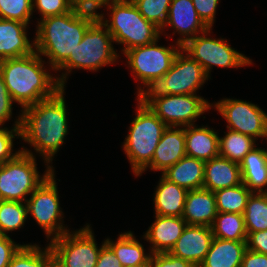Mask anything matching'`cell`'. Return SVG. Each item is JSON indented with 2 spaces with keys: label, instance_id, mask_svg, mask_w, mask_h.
<instances>
[{
  "label": "cell",
  "instance_id": "cell-1",
  "mask_svg": "<svg viewBox=\"0 0 267 267\" xmlns=\"http://www.w3.org/2000/svg\"><path fill=\"white\" fill-rule=\"evenodd\" d=\"M64 90L62 88L53 97L21 109L20 139L41 155L46 168H54L50 163L68 134Z\"/></svg>",
  "mask_w": 267,
  "mask_h": 267
},
{
  "label": "cell",
  "instance_id": "cell-2",
  "mask_svg": "<svg viewBox=\"0 0 267 267\" xmlns=\"http://www.w3.org/2000/svg\"><path fill=\"white\" fill-rule=\"evenodd\" d=\"M98 19L74 8L65 14L48 16L38 21L34 37L35 51L46 56L49 67L56 71L73 54L88 28Z\"/></svg>",
  "mask_w": 267,
  "mask_h": 267
},
{
  "label": "cell",
  "instance_id": "cell-3",
  "mask_svg": "<svg viewBox=\"0 0 267 267\" xmlns=\"http://www.w3.org/2000/svg\"><path fill=\"white\" fill-rule=\"evenodd\" d=\"M43 60L34 51L27 56L0 61V74L9 95L22 109L51 98L62 89L57 76L48 72Z\"/></svg>",
  "mask_w": 267,
  "mask_h": 267
},
{
  "label": "cell",
  "instance_id": "cell-4",
  "mask_svg": "<svg viewBox=\"0 0 267 267\" xmlns=\"http://www.w3.org/2000/svg\"><path fill=\"white\" fill-rule=\"evenodd\" d=\"M107 9L111 12L110 20L103 13L98 19L113 36V43L124 45L121 54L160 39L161 29L146 20L131 0H114Z\"/></svg>",
  "mask_w": 267,
  "mask_h": 267
},
{
  "label": "cell",
  "instance_id": "cell-5",
  "mask_svg": "<svg viewBox=\"0 0 267 267\" xmlns=\"http://www.w3.org/2000/svg\"><path fill=\"white\" fill-rule=\"evenodd\" d=\"M137 102L136 116L122 145L136 177L151 163L163 132L168 127L139 97Z\"/></svg>",
  "mask_w": 267,
  "mask_h": 267
},
{
  "label": "cell",
  "instance_id": "cell-6",
  "mask_svg": "<svg viewBox=\"0 0 267 267\" xmlns=\"http://www.w3.org/2000/svg\"><path fill=\"white\" fill-rule=\"evenodd\" d=\"M112 42H114L113 36L97 19L88 28L73 54H70L69 58L56 70L57 72L65 70L62 75L57 77L62 88L66 87L67 77L75 68L98 71L100 68L118 61L120 56Z\"/></svg>",
  "mask_w": 267,
  "mask_h": 267
},
{
  "label": "cell",
  "instance_id": "cell-7",
  "mask_svg": "<svg viewBox=\"0 0 267 267\" xmlns=\"http://www.w3.org/2000/svg\"><path fill=\"white\" fill-rule=\"evenodd\" d=\"M12 159L0 165V200L26 202L27 197L54 171L46 168L41 176L36 157L25 149Z\"/></svg>",
  "mask_w": 267,
  "mask_h": 267
},
{
  "label": "cell",
  "instance_id": "cell-8",
  "mask_svg": "<svg viewBox=\"0 0 267 267\" xmlns=\"http://www.w3.org/2000/svg\"><path fill=\"white\" fill-rule=\"evenodd\" d=\"M209 78L202 66L181 48L170 70L163 77L158 78L147 90H144L139 97L197 95L196 91Z\"/></svg>",
  "mask_w": 267,
  "mask_h": 267
},
{
  "label": "cell",
  "instance_id": "cell-9",
  "mask_svg": "<svg viewBox=\"0 0 267 267\" xmlns=\"http://www.w3.org/2000/svg\"><path fill=\"white\" fill-rule=\"evenodd\" d=\"M155 42L132 48L124 53L129 69L137 81L144 86L137 88V98L147 90L158 78L163 77L169 70L182 46L178 43L169 47L159 46Z\"/></svg>",
  "mask_w": 267,
  "mask_h": 267
},
{
  "label": "cell",
  "instance_id": "cell-10",
  "mask_svg": "<svg viewBox=\"0 0 267 267\" xmlns=\"http://www.w3.org/2000/svg\"><path fill=\"white\" fill-rule=\"evenodd\" d=\"M54 173L55 171L33 191L25 202L27 215H32L35 222L44 230L48 241L70 231L63 224L64 214L59 205L58 188Z\"/></svg>",
  "mask_w": 267,
  "mask_h": 267
},
{
  "label": "cell",
  "instance_id": "cell-11",
  "mask_svg": "<svg viewBox=\"0 0 267 267\" xmlns=\"http://www.w3.org/2000/svg\"><path fill=\"white\" fill-rule=\"evenodd\" d=\"M208 34L210 36L211 28L189 39L182 49L202 66L209 77L213 66L238 68L253 64L250 58L232 48L227 39H214Z\"/></svg>",
  "mask_w": 267,
  "mask_h": 267
},
{
  "label": "cell",
  "instance_id": "cell-12",
  "mask_svg": "<svg viewBox=\"0 0 267 267\" xmlns=\"http://www.w3.org/2000/svg\"><path fill=\"white\" fill-rule=\"evenodd\" d=\"M139 98L168 127L194 125L199 116L212 108L211 103L195 94Z\"/></svg>",
  "mask_w": 267,
  "mask_h": 267
},
{
  "label": "cell",
  "instance_id": "cell-13",
  "mask_svg": "<svg viewBox=\"0 0 267 267\" xmlns=\"http://www.w3.org/2000/svg\"><path fill=\"white\" fill-rule=\"evenodd\" d=\"M97 246L93 230L89 224L79 230L66 232L48 243L52 252L65 267H95L101 248Z\"/></svg>",
  "mask_w": 267,
  "mask_h": 267
},
{
  "label": "cell",
  "instance_id": "cell-14",
  "mask_svg": "<svg viewBox=\"0 0 267 267\" xmlns=\"http://www.w3.org/2000/svg\"><path fill=\"white\" fill-rule=\"evenodd\" d=\"M211 107H215L226 119L227 129L251 136L255 140L266 137L267 113L257 104L241 99L225 98L212 103Z\"/></svg>",
  "mask_w": 267,
  "mask_h": 267
},
{
  "label": "cell",
  "instance_id": "cell-15",
  "mask_svg": "<svg viewBox=\"0 0 267 267\" xmlns=\"http://www.w3.org/2000/svg\"><path fill=\"white\" fill-rule=\"evenodd\" d=\"M168 26L174 29L173 34L178 32L181 35L175 42L181 46L209 29L196 12L192 0H171L166 24L161 29L162 34Z\"/></svg>",
  "mask_w": 267,
  "mask_h": 267
},
{
  "label": "cell",
  "instance_id": "cell-16",
  "mask_svg": "<svg viewBox=\"0 0 267 267\" xmlns=\"http://www.w3.org/2000/svg\"><path fill=\"white\" fill-rule=\"evenodd\" d=\"M213 239L211 227L186 225L182 235L169 253L199 267L204 261Z\"/></svg>",
  "mask_w": 267,
  "mask_h": 267
},
{
  "label": "cell",
  "instance_id": "cell-17",
  "mask_svg": "<svg viewBox=\"0 0 267 267\" xmlns=\"http://www.w3.org/2000/svg\"><path fill=\"white\" fill-rule=\"evenodd\" d=\"M184 156H186L184 127H167L155 149L151 163L138 176H141L147 168L163 173Z\"/></svg>",
  "mask_w": 267,
  "mask_h": 267
},
{
  "label": "cell",
  "instance_id": "cell-18",
  "mask_svg": "<svg viewBox=\"0 0 267 267\" xmlns=\"http://www.w3.org/2000/svg\"><path fill=\"white\" fill-rule=\"evenodd\" d=\"M187 223L182 217L155 215V221L148 227L143 239L150 242L149 252H170L182 235Z\"/></svg>",
  "mask_w": 267,
  "mask_h": 267
},
{
  "label": "cell",
  "instance_id": "cell-19",
  "mask_svg": "<svg viewBox=\"0 0 267 267\" xmlns=\"http://www.w3.org/2000/svg\"><path fill=\"white\" fill-rule=\"evenodd\" d=\"M26 23L0 18V61L27 56L35 51L28 39Z\"/></svg>",
  "mask_w": 267,
  "mask_h": 267
},
{
  "label": "cell",
  "instance_id": "cell-20",
  "mask_svg": "<svg viewBox=\"0 0 267 267\" xmlns=\"http://www.w3.org/2000/svg\"><path fill=\"white\" fill-rule=\"evenodd\" d=\"M217 213L214 192L204 188L188 191L182 215L187 225L211 227Z\"/></svg>",
  "mask_w": 267,
  "mask_h": 267
},
{
  "label": "cell",
  "instance_id": "cell-21",
  "mask_svg": "<svg viewBox=\"0 0 267 267\" xmlns=\"http://www.w3.org/2000/svg\"><path fill=\"white\" fill-rule=\"evenodd\" d=\"M186 156L204 162L219 156V135L208 126L184 127Z\"/></svg>",
  "mask_w": 267,
  "mask_h": 267
},
{
  "label": "cell",
  "instance_id": "cell-22",
  "mask_svg": "<svg viewBox=\"0 0 267 267\" xmlns=\"http://www.w3.org/2000/svg\"><path fill=\"white\" fill-rule=\"evenodd\" d=\"M241 183L240 164L221 156L205 162L204 189L215 192Z\"/></svg>",
  "mask_w": 267,
  "mask_h": 267
},
{
  "label": "cell",
  "instance_id": "cell-23",
  "mask_svg": "<svg viewBox=\"0 0 267 267\" xmlns=\"http://www.w3.org/2000/svg\"><path fill=\"white\" fill-rule=\"evenodd\" d=\"M188 190L161 175L154 193L155 215L182 217Z\"/></svg>",
  "mask_w": 267,
  "mask_h": 267
},
{
  "label": "cell",
  "instance_id": "cell-24",
  "mask_svg": "<svg viewBox=\"0 0 267 267\" xmlns=\"http://www.w3.org/2000/svg\"><path fill=\"white\" fill-rule=\"evenodd\" d=\"M246 241L215 238L199 267H241Z\"/></svg>",
  "mask_w": 267,
  "mask_h": 267
},
{
  "label": "cell",
  "instance_id": "cell-25",
  "mask_svg": "<svg viewBox=\"0 0 267 267\" xmlns=\"http://www.w3.org/2000/svg\"><path fill=\"white\" fill-rule=\"evenodd\" d=\"M204 170V161L184 156L163 172L162 175L169 181L190 191L203 188Z\"/></svg>",
  "mask_w": 267,
  "mask_h": 267
},
{
  "label": "cell",
  "instance_id": "cell-26",
  "mask_svg": "<svg viewBox=\"0 0 267 267\" xmlns=\"http://www.w3.org/2000/svg\"><path fill=\"white\" fill-rule=\"evenodd\" d=\"M114 251L123 267H149L152 253H146L144 246L136 239L132 231L121 233L116 241L105 239Z\"/></svg>",
  "mask_w": 267,
  "mask_h": 267
},
{
  "label": "cell",
  "instance_id": "cell-27",
  "mask_svg": "<svg viewBox=\"0 0 267 267\" xmlns=\"http://www.w3.org/2000/svg\"><path fill=\"white\" fill-rule=\"evenodd\" d=\"M242 183L252 193H267V159L264 149L255 147L240 163Z\"/></svg>",
  "mask_w": 267,
  "mask_h": 267
},
{
  "label": "cell",
  "instance_id": "cell-28",
  "mask_svg": "<svg viewBox=\"0 0 267 267\" xmlns=\"http://www.w3.org/2000/svg\"><path fill=\"white\" fill-rule=\"evenodd\" d=\"M254 138L228 129L225 136L219 137V156L240 164L244 157L256 146Z\"/></svg>",
  "mask_w": 267,
  "mask_h": 267
},
{
  "label": "cell",
  "instance_id": "cell-29",
  "mask_svg": "<svg viewBox=\"0 0 267 267\" xmlns=\"http://www.w3.org/2000/svg\"><path fill=\"white\" fill-rule=\"evenodd\" d=\"M211 228L215 238L234 241L247 240L243 214L218 212Z\"/></svg>",
  "mask_w": 267,
  "mask_h": 267
},
{
  "label": "cell",
  "instance_id": "cell-30",
  "mask_svg": "<svg viewBox=\"0 0 267 267\" xmlns=\"http://www.w3.org/2000/svg\"><path fill=\"white\" fill-rule=\"evenodd\" d=\"M217 212L243 214L252 192L244 183L214 192Z\"/></svg>",
  "mask_w": 267,
  "mask_h": 267
},
{
  "label": "cell",
  "instance_id": "cell-31",
  "mask_svg": "<svg viewBox=\"0 0 267 267\" xmlns=\"http://www.w3.org/2000/svg\"><path fill=\"white\" fill-rule=\"evenodd\" d=\"M247 235L267 230V193H252L243 213Z\"/></svg>",
  "mask_w": 267,
  "mask_h": 267
},
{
  "label": "cell",
  "instance_id": "cell-32",
  "mask_svg": "<svg viewBox=\"0 0 267 267\" xmlns=\"http://www.w3.org/2000/svg\"><path fill=\"white\" fill-rule=\"evenodd\" d=\"M28 215L25 202L0 200V234L7 233L24 226Z\"/></svg>",
  "mask_w": 267,
  "mask_h": 267
},
{
  "label": "cell",
  "instance_id": "cell-33",
  "mask_svg": "<svg viewBox=\"0 0 267 267\" xmlns=\"http://www.w3.org/2000/svg\"><path fill=\"white\" fill-rule=\"evenodd\" d=\"M47 246L38 244H22L13 255L8 267H46Z\"/></svg>",
  "mask_w": 267,
  "mask_h": 267
},
{
  "label": "cell",
  "instance_id": "cell-34",
  "mask_svg": "<svg viewBox=\"0 0 267 267\" xmlns=\"http://www.w3.org/2000/svg\"><path fill=\"white\" fill-rule=\"evenodd\" d=\"M140 14L162 29L166 24L171 0H131Z\"/></svg>",
  "mask_w": 267,
  "mask_h": 267
},
{
  "label": "cell",
  "instance_id": "cell-35",
  "mask_svg": "<svg viewBox=\"0 0 267 267\" xmlns=\"http://www.w3.org/2000/svg\"><path fill=\"white\" fill-rule=\"evenodd\" d=\"M32 0H0V18L29 25L33 15Z\"/></svg>",
  "mask_w": 267,
  "mask_h": 267
},
{
  "label": "cell",
  "instance_id": "cell-36",
  "mask_svg": "<svg viewBox=\"0 0 267 267\" xmlns=\"http://www.w3.org/2000/svg\"><path fill=\"white\" fill-rule=\"evenodd\" d=\"M21 113L11 129L0 126V165L12 160L21 150L13 153L15 137L20 138Z\"/></svg>",
  "mask_w": 267,
  "mask_h": 267
},
{
  "label": "cell",
  "instance_id": "cell-37",
  "mask_svg": "<svg viewBox=\"0 0 267 267\" xmlns=\"http://www.w3.org/2000/svg\"><path fill=\"white\" fill-rule=\"evenodd\" d=\"M34 10L40 13V19L48 16L62 15L73 9L71 0H32ZM36 8V9H35Z\"/></svg>",
  "mask_w": 267,
  "mask_h": 267
},
{
  "label": "cell",
  "instance_id": "cell-38",
  "mask_svg": "<svg viewBox=\"0 0 267 267\" xmlns=\"http://www.w3.org/2000/svg\"><path fill=\"white\" fill-rule=\"evenodd\" d=\"M149 267H195L189 261L176 257L169 252L151 254Z\"/></svg>",
  "mask_w": 267,
  "mask_h": 267
},
{
  "label": "cell",
  "instance_id": "cell-39",
  "mask_svg": "<svg viewBox=\"0 0 267 267\" xmlns=\"http://www.w3.org/2000/svg\"><path fill=\"white\" fill-rule=\"evenodd\" d=\"M201 20L212 29L219 0H192Z\"/></svg>",
  "mask_w": 267,
  "mask_h": 267
},
{
  "label": "cell",
  "instance_id": "cell-40",
  "mask_svg": "<svg viewBox=\"0 0 267 267\" xmlns=\"http://www.w3.org/2000/svg\"><path fill=\"white\" fill-rule=\"evenodd\" d=\"M13 103H15L12 97L9 95L6 84L4 83V79L0 74V126H4L5 122L11 120L12 111L14 107H12Z\"/></svg>",
  "mask_w": 267,
  "mask_h": 267
},
{
  "label": "cell",
  "instance_id": "cell-41",
  "mask_svg": "<svg viewBox=\"0 0 267 267\" xmlns=\"http://www.w3.org/2000/svg\"><path fill=\"white\" fill-rule=\"evenodd\" d=\"M21 244H16L9 236L0 234V267H8L13 255L19 250Z\"/></svg>",
  "mask_w": 267,
  "mask_h": 267
},
{
  "label": "cell",
  "instance_id": "cell-42",
  "mask_svg": "<svg viewBox=\"0 0 267 267\" xmlns=\"http://www.w3.org/2000/svg\"><path fill=\"white\" fill-rule=\"evenodd\" d=\"M114 0H71L75 10L81 13H88L98 17V9L107 7Z\"/></svg>",
  "mask_w": 267,
  "mask_h": 267
},
{
  "label": "cell",
  "instance_id": "cell-43",
  "mask_svg": "<svg viewBox=\"0 0 267 267\" xmlns=\"http://www.w3.org/2000/svg\"><path fill=\"white\" fill-rule=\"evenodd\" d=\"M246 246L251 251L267 255V230L249 233Z\"/></svg>",
  "mask_w": 267,
  "mask_h": 267
},
{
  "label": "cell",
  "instance_id": "cell-44",
  "mask_svg": "<svg viewBox=\"0 0 267 267\" xmlns=\"http://www.w3.org/2000/svg\"><path fill=\"white\" fill-rule=\"evenodd\" d=\"M95 267H123L114 251L105 244L100 252Z\"/></svg>",
  "mask_w": 267,
  "mask_h": 267
},
{
  "label": "cell",
  "instance_id": "cell-45",
  "mask_svg": "<svg viewBox=\"0 0 267 267\" xmlns=\"http://www.w3.org/2000/svg\"><path fill=\"white\" fill-rule=\"evenodd\" d=\"M241 267H267V255L246 249Z\"/></svg>",
  "mask_w": 267,
  "mask_h": 267
},
{
  "label": "cell",
  "instance_id": "cell-46",
  "mask_svg": "<svg viewBox=\"0 0 267 267\" xmlns=\"http://www.w3.org/2000/svg\"><path fill=\"white\" fill-rule=\"evenodd\" d=\"M46 267H65L60 259L52 252L49 245H47Z\"/></svg>",
  "mask_w": 267,
  "mask_h": 267
},
{
  "label": "cell",
  "instance_id": "cell-47",
  "mask_svg": "<svg viewBox=\"0 0 267 267\" xmlns=\"http://www.w3.org/2000/svg\"><path fill=\"white\" fill-rule=\"evenodd\" d=\"M265 140H267V135H266V137H265ZM264 151H265L266 159H267V149H266V150L264 149Z\"/></svg>",
  "mask_w": 267,
  "mask_h": 267
}]
</instances>
